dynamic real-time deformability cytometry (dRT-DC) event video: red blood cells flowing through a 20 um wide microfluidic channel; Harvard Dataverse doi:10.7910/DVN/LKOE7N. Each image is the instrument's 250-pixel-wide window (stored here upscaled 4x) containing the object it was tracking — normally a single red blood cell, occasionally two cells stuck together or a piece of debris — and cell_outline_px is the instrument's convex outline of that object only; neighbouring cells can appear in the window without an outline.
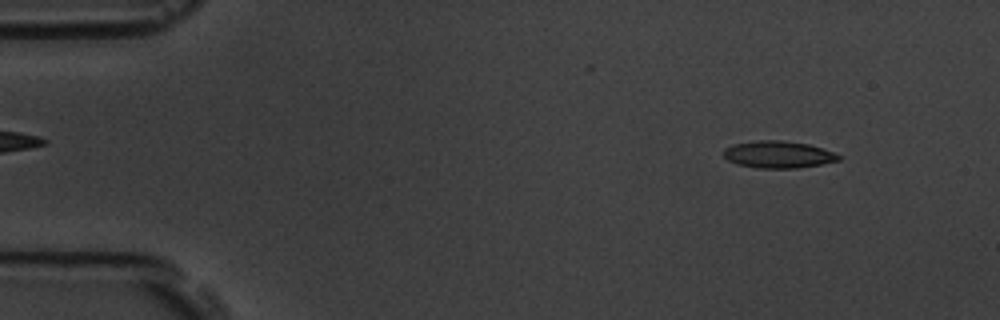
{"species": "common noctule bat (a hibernating species)", "species_latin": "Nyctalus noctula", "temperature_condition": "room temperature", "stored_images_in_passage": 54, "camera_frame_rate_fps": 3000, "um_per_image_px": 0.085, "animal": {"sex": "male", "body_mass_g": 19.5, "forearm_length_mm": 54.6}, "frame": {"image": 1, "passage_image": 4, "time_ms": 1.0, "image_size_px": [1000, 320], "cell_outline_px": [[840, 160], [820, 164], [796, 168], [756, 168], [736, 164], [728, 160], [724, 156], [724, 148], [732, 144], [760, 140], [780, 140], [808, 144], [832, 152], [840, 156]], "centroid_in_image_um": [66.1, 13.13], "position_along_channel_um": 18.9, "area_um2": 17.98}}
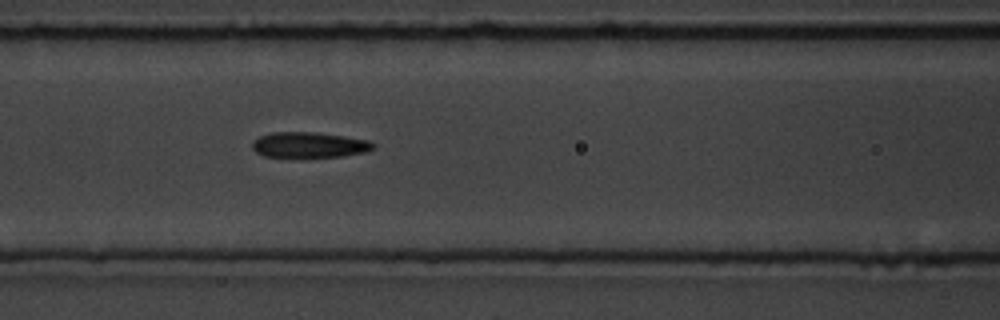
{"frame": {"image": 2, "passage_image": 22, "time_ms": 7.0, "image_size_px": [1000, 320], "cell_outline_px": [[376, 148], [368, 152], [344, 156], [264, 156], [256, 152], [252, 148], [252, 144], [260, 136], [272, 132], [316, 132], [368, 140], [376, 144]], "centroid_in_image_um": [26.34, 12.31], "position_along_channel_um": 140.3, "area_um2": 17.8}}
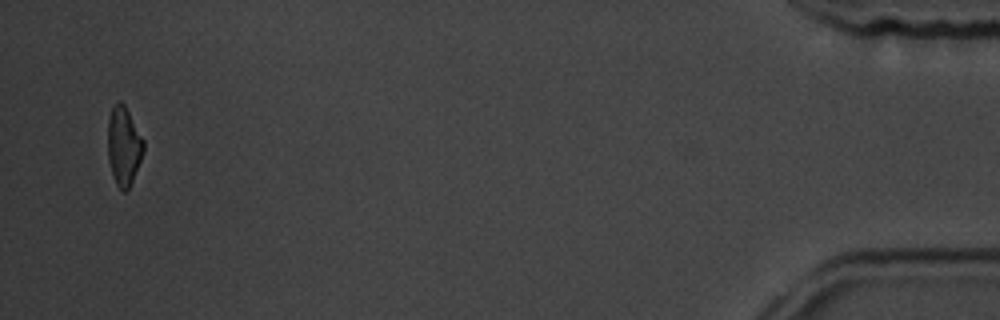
{"frame": {"image": 3, "passage_image": 53, "time_ms": 17.333, "image_size_px": [1000, 320], "cell_outline_px": [[144, 148], [140, 160], [132, 180], [128, 188], [124, 192], [120, 192], [116, 184], [108, 160], [108, 120], [112, 108], [116, 100], [120, 100], [124, 104], [144, 140]], "centroid_in_image_um": [10.5, 12.39], "position_along_channel_um": 424.7, "area_um2": 16.24}}